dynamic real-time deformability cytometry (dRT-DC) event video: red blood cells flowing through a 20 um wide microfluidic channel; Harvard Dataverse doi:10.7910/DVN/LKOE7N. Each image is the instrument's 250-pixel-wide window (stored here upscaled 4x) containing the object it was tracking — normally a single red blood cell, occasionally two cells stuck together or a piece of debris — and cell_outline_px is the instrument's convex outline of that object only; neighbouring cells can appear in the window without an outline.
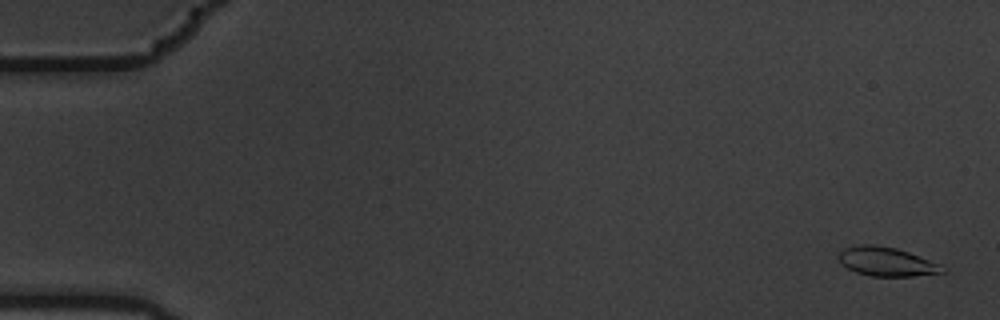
{"species": "common noctule bat (a hibernating species)", "species_latin": "Nyctalus noctula", "temperature_condition": "warm", "stored_images_in_passage": 10, "camera_frame_rate_fps": 3000, "um_per_image_px": 0.085, "animal": {"sex": "male", "body_mass_g": 19.5, "forearm_length_mm": 54.6}, "frame": {"image": 1, "passage_image": 1, "time_ms": 0.0, "image_size_px": [1000, 320], "cell_outline_px": [[948, 272], [912, 276], [872, 276], [856, 272], [848, 268], [836, 256], [844, 248], [860, 244], [876, 244], [896, 248], [908, 252], [940, 264]], "centroid_in_image_um": [75.36, 22.23], "position_along_channel_um": 9.6, "area_um2": 17.46}}
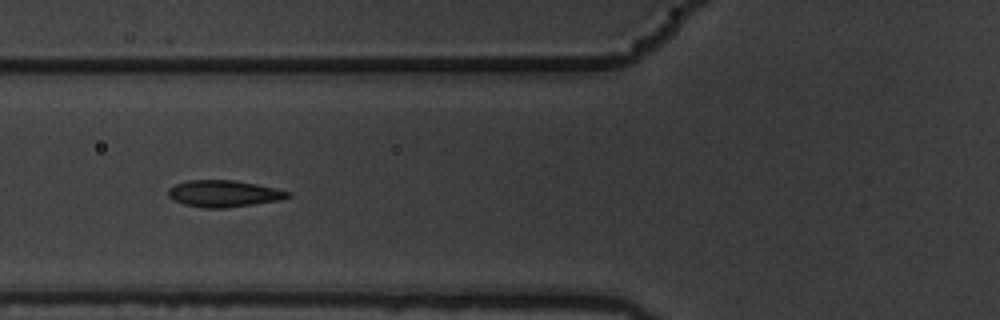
{"frame": {"image": 2, "passage_image": 7, "time_ms": 2.0, "image_size_px": [1000, 320], "cell_outline_px": [[292, 196], [280, 200], [224, 208], [204, 208], [184, 204], [172, 200], [168, 196], [168, 188], [176, 184], [188, 180], [232, 180], [256, 184], [276, 188], [292, 192]], "centroid_in_image_um": [19.02, 16.45], "position_along_channel_um": 106.8, "area_um2": 18.61}}
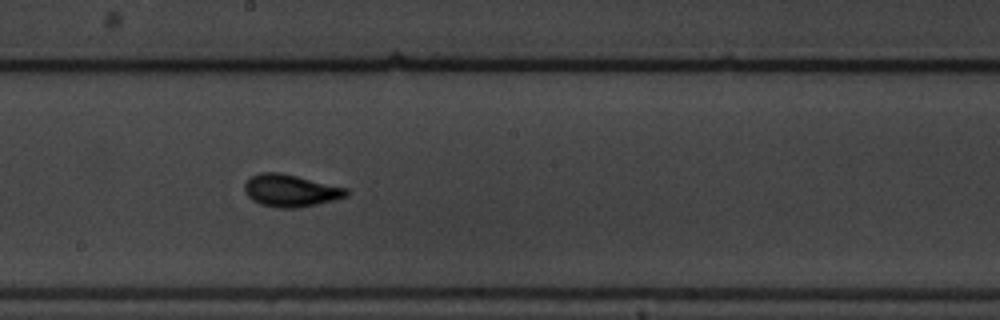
{"frame": {"image": 3, "passage_image": 10, "time_ms": 3.0, "image_size_px": [1000, 320], "cell_outline_px": [[348, 196], [300, 208], [276, 208], [260, 204], [252, 200], [244, 192], [244, 184], [252, 176], [260, 172], [280, 172], [348, 188]], "centroid_in_image_um": [24.68, 16.2], "position_along_channel_um": 223.5, "area_um2": 19.19}}